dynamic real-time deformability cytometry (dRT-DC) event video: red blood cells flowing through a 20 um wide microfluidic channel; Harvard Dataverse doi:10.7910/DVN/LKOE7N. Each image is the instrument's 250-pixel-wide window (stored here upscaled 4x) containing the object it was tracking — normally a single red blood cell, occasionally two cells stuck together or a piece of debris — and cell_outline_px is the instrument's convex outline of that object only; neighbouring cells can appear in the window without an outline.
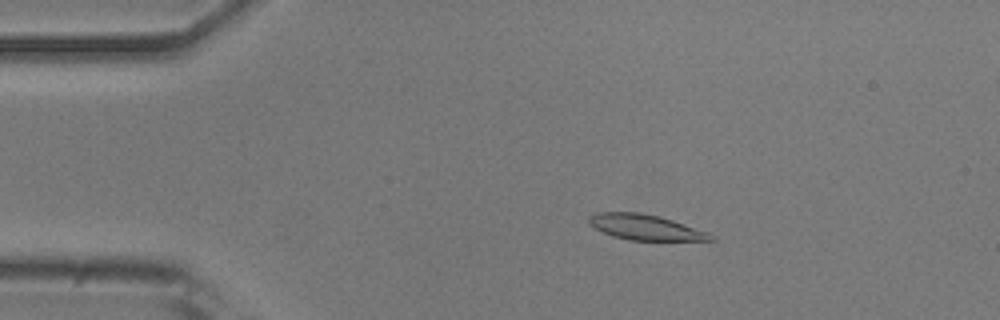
{"species": "common noctule bat (a hibernating species)", "species_latin": "Nyctalus noctula", "temperature_condition": "room temperature", "stored_images_in_passage": 51, "camera_frame_rate_fps": 3000, "um_per_image_px": 0.085, "animal": {"sex": "male", "body_mass_g": 20.5, "forearm_length_mm": 52.5}, "frame": {"image": 1, "passage_image": 9, "time_ms": 2.667, "image_size_px": [1000, 320], "cell_outline_px": [[716, 240], [628, 240], [612, 236], [588, 224], [588, 216], [596, 212], [640, 212], [672, 220], [708, 232], [716, 236]], "centroid_in_image_um": [54.84, 19.31], "position_along_channel_um": 30.2, "area_um2": 17.98}}
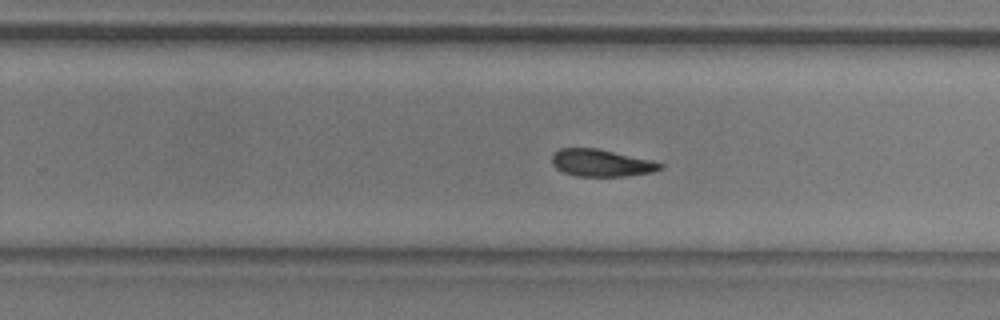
{"frame": {"image": 2, "passage_image": 32, "time_ms": 10.333, "image_size_px": [1000, 320], "cell_outline_px": [[664, 168], [652, 172], [624, 176], [576, 176], [564, 172], [556, 168], [552, 164], [552, 156], [560, 148], [596, 148], [652, 160], [664, 164]], "centroid_in_image_um": [51.13, 13.85], "position_along_channel_um": 278.7, "area_um2": 17.05}}
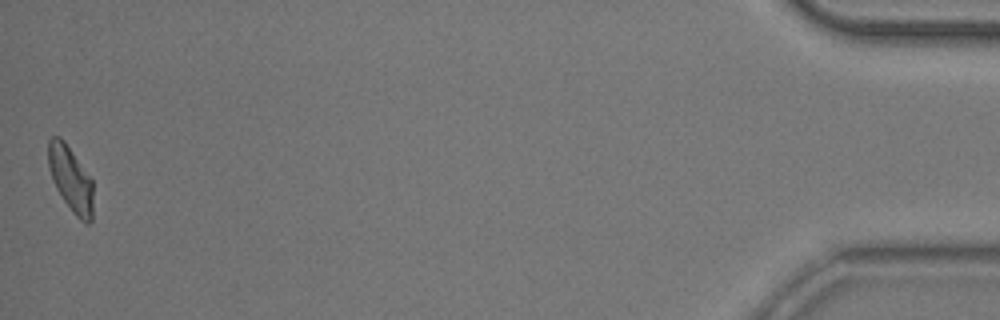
{"frame": {"image": 3, "passage_image": 51, "time_ms": 16.667, "image_size_px": [1000, 320], "cell_outline_px": [[92, 220], [88, 224], [84, 224], [72, 212], [56, 188], [48, 168], [48, 140], [52, 136], [60, 136], [64, 140], [92, 180]], "centroid_in_image_um": [5.99, 15.21], "position_along_channel_um": 429.2, "area_um2": 16.99}, "authors_computed_cell_mechanics": {"area_um2": 17.9758, "velocity_mm_per_s": 3.889, "shape_relaxation_time_tau1_ms": 5.5892, "shape_relaxation_time_tau2_ms": 7.6142, "deformation_change_tau1": 0.1646, "deformation_change_tau2": 0.1443}}